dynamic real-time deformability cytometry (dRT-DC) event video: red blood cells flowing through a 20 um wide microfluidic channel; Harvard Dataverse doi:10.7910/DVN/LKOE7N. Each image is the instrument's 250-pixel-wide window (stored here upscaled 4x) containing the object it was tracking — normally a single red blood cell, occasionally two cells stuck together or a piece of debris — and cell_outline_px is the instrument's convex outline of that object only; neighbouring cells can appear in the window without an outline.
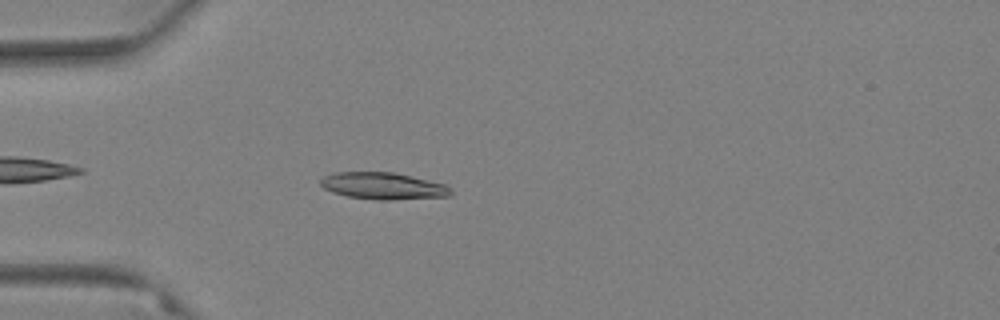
{"species": "Egyptian fruit bat (a non-hibernating species)", "species_latin": "Rousettus aegyptiacus", "temperature_condition": "warm", "stored_images_in_passage": 43, "camera_frame_rate_fps": 3000, "um_per_image_px": 0.085, "animal": {"sex": "female"}, "frame": {"image": 1, "passage_image": 2, "time_ms": 0.333, "image_size_px": [1000, 320], "cell_outline_px": [[452, 196], [388, 200], [380, 200], [348, 196], [332, 192], [324, 188], [320, 184], [320, 180], [324, 176], [332, 172], [392, 172], [412, 176], [448, 184], [452, 188]], "centroid_in_image_um": [32.61, 15.8], "position_along_channel_um": 52.4, "area_um2": 20.58}}
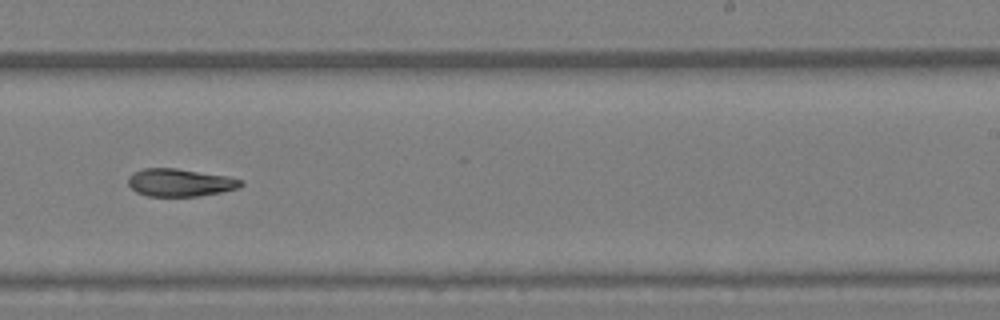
{"frame": {"image": 2, "passage_image": 22, "time_ms": 7.0, "image_size_px": [1000, 320], "cell_outline_px": [[244, 184], [240, 188], [200, 196], [148, 196], [136, 192], [128, 184], [128, 176], [144, 168], [176, 168], [228, 176], [244, 180]], "centroid_in_image_um": [15.34, 15.52], "position_along_channel_um": 273.7, "area_um2": 18.26}}
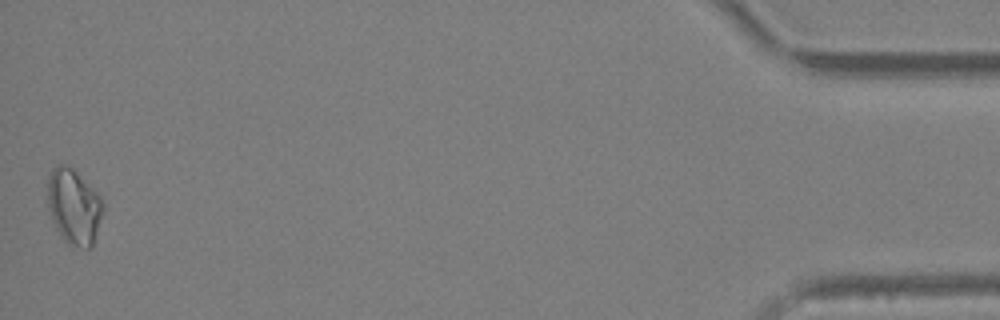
{"frame": {"image": 3, "passage_image": 43, "time_ms": 14.0, "image_size_px": [1000, 320], "cell_outline_px": [[104, 208], [92, 248], [72, 248], [64, 240], [56, 228], [52, 220], [48, 208], [48, 176], [52, 168], [56, 164], [64, 164], [72, 168], [100, 196], [104, 204]], "centroid_in_image_um": [6.27, 17.59], "position_along_channel_um": 428.9, "area_um2": 24.45}}